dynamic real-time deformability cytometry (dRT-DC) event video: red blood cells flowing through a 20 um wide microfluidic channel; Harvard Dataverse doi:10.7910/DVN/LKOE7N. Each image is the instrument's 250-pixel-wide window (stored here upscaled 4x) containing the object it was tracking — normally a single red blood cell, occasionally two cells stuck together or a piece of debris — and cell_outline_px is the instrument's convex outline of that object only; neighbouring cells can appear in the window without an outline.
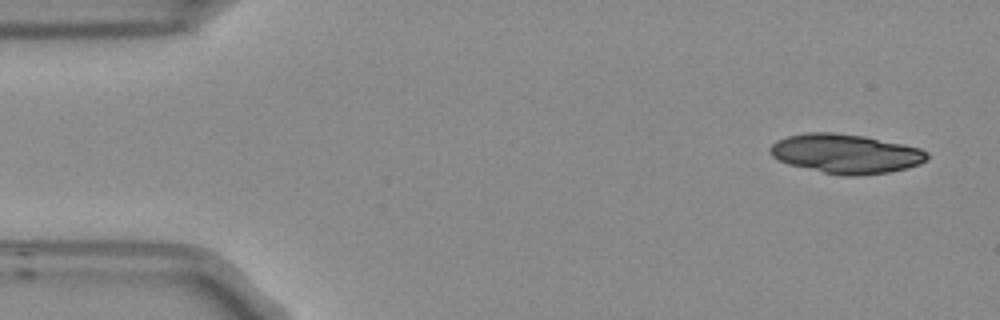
{"species": "Egyptian fruit bat (a non-hibernating species)", "species_latin": "Rousettus aegyptiacus", "temperature_condition": "room temperature", "stored_images_in_passage": 5, "camera_frame_rate_fps": 3000, "um_per_image_px": 0.085, "frame": {"image": 1, "passage_image": 1, "time_ms": 0.0, "image_size_px": [1000, 320], "cell_outline_px": [[928, 160], [920, 164], [908, 168], [888, 172], [860, 176], [844, 176], [824, 172], [788, 164], [772, 156], [768, 152], [768, 148], [776, 140], [788, 136], [808, 132], [832, 132], [864, 136], [920, 148], [928, 152]], "centroid_in_image_um": [71.89, 13.06], "position_along_channel_um": 13.1, "area_um2": 36.01}}
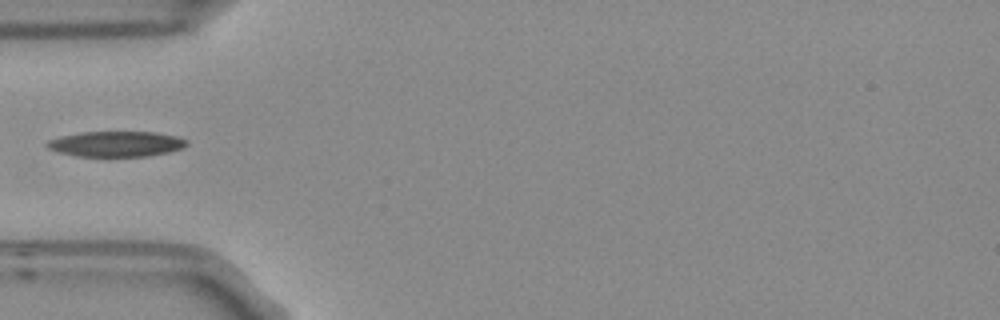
{"frame": {"image": 2, "passage_image": 5, "time_ms": 1.333, "image_size_px": [1000, 320], "cell_outline_px": [[188, 144], [180, 148], [168, 152], [148, 156], [76, 156], [60, 152], [48, 148], [44, 144], [48, 140], [60, 136], [80, 132], [156, 132], [176, 136], [188, 140]], "centroid_in_image_um": [9.85, 12.23], "position_along_channel_um": 75.1, "area_um2": 20.63}}